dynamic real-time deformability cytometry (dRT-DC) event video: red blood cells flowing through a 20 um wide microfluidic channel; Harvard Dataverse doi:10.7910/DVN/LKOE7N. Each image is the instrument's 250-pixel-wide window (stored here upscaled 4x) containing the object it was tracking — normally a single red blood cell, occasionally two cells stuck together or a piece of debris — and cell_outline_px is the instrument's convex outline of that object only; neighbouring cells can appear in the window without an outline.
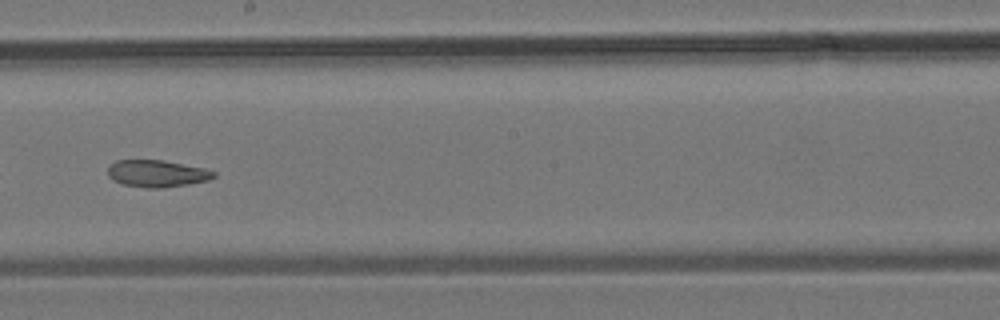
{"species": "common noctule bat (a hibernating species)", "species_latin": "Nyctalus noctula", "temperature_condition": "room temperature", "stored_images_in_passage": 22, "camera_frame_rate_fps": 3000, "um_per_image_px": 0.085, "animal": {"sex": "male", "body_mass_g": 19.2, "forearm_length_mm": 51.8}, "frame": {"image": 1, "passage_image": 10, "time_ms": 3.0, "image_size_px": [1000, 320], "cell_outline_px": [[216, 176], [208, 180], [188, 184], [164, 188], [148, 188], [124, 184], [112, 180], [108, 176], [108, 164], [116, 160], [164, 160], [204, 168], [216, 172]], "centroid_in_image_um": [13.32, 14.74], "position_along_channel_um": 234.9, "area_um2": 16.76}}